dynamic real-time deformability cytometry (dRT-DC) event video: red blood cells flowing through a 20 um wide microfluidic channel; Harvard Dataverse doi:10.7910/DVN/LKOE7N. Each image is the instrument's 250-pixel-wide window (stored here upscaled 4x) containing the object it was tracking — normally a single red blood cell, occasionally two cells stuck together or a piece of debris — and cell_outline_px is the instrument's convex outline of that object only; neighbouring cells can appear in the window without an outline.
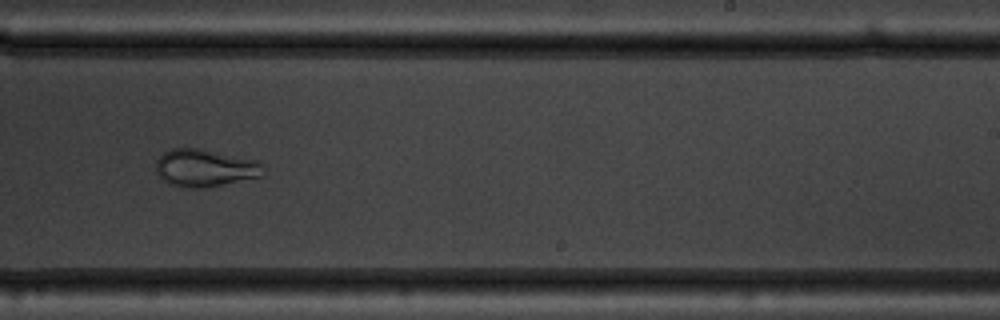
{"species": "common noctule bat (a hibernating species)", "species_latin": "Nyctalus noctula", "temperature_condition": "warm", "stored_images_in_passage": 56, "camera_frame_rate_fps": 3000, "um_per_image_px": 0.085, "animal": {"sex": "male", "body_mass_g": 19.5, "forearm_length_mm": 54.6}, "frame": {"image": 1, "passage_image": 36, "time_ms": 11.667, "image_size_px": [1000, 320], "cell_outline_px": [[264, 176], [200, 188], [188, 188], [168, 184], [156, 172], [156, 160], [164, 152], [172, 148], [200, 148], [256, 160], [260, 164], [264, 172]], "centroid_in_image_um": [17.39, 14.27], "position_along_channel_um": 271.6, "area_um2": 23.29}}
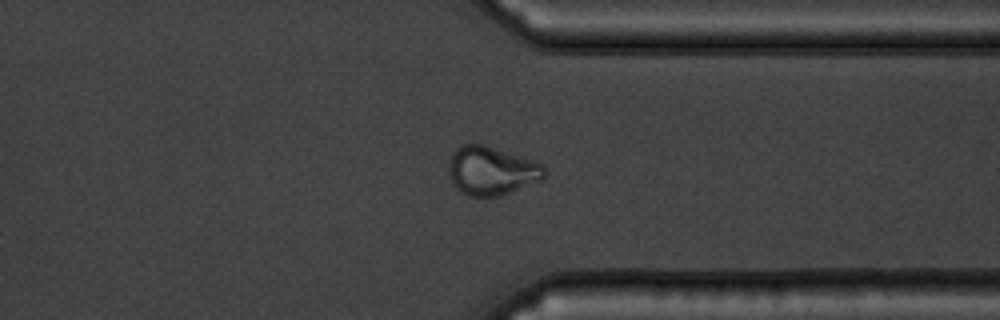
{"frame": {"image": 2, "passage_image": 44, "time_ms": 14.333, "image_size_px": [1000, 320], "cell_outline_px": [[548, 172], [540, 180], [512, 192], [496, 196], [468, 196], [456, 188], [448, 176], [448, 164], [452, 152], [460, 144], [484, 144], [532, 160], [540, 164]], "centroid_in_image_um": [41.73, 14.51], "position_along_channel_um": 369.7, "area_um2": 27.17}}
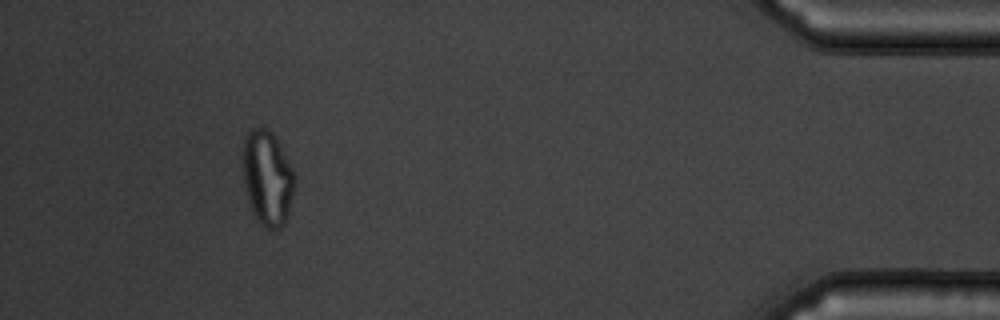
{"frame": {"image": 3, "passage_image": 52, "time_ms": 17.0, "image_size_px": [1000, 320], "cell_outline_px": [[296, 180], [288, 216], [284, 224], [280, 228], [272, 232], [260, 224], [252, 212], [248, 200], [244, 184], [244, 140], [248, 132], [252, 128], [264, 128], [272, 132], [292, 168], [296, 176]], "centroid_in_image_um": [22.75, 15.2], "position_along_channel_um": 412.4, "area_um2": 28.55}, "authors_computed_cell_mechanics": {"area_um2": 28.6977, "velocity_mm_per_s": 3.6994, "shape_relaxation_time_tau1_ms": null, "shape_relaxation_time_tau2_ms": 1.5111, "deformation_change_tau1": null, "deformation_change_tau2": 0.0739}}